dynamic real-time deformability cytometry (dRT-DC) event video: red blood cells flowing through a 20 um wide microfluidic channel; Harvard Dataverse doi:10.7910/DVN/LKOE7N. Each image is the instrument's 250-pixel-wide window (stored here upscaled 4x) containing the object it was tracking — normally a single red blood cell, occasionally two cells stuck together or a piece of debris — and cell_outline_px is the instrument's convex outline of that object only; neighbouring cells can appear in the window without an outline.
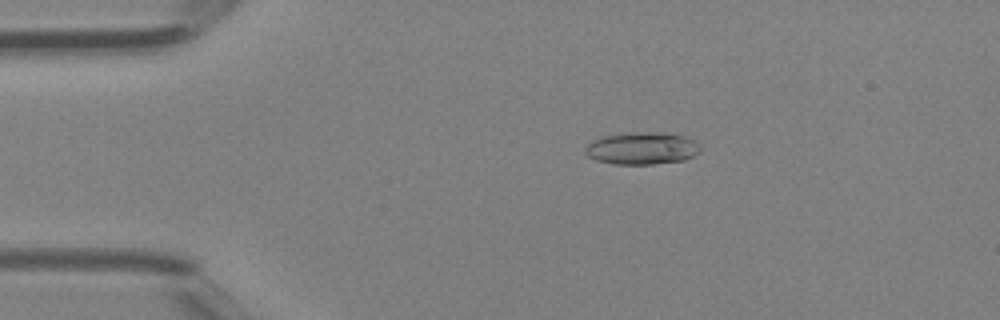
{"species": "Egyptian fruit bat (a non-hibernating species)", "species_latin": "Rousettus aegyptiacus", "temperature_condition": "room temperature", "stored_images_in_passage": 42, "camera_frame_rate_fps": 3000, "um_per_image_px": 0.085, "animal": {"sex": "female"}, "frame": {"image": 1, "passage_image": 8, "time_ms": 2.333, "image_size_px": [1000, 320], "cell_outline_px": [[700, 152], [684, 160], [652, 164], [612, 164], [596, 160], [588, 156], [584, 152], [584, 148], [592, 140], [600, 136], [636, 132], [652, 132], [688, 136], [696, 140], [700, 144]], "centroid_in_image_um": [54.57, 12.6], "position_along_channel_um": 30.4, "area_um2": 21.85}}
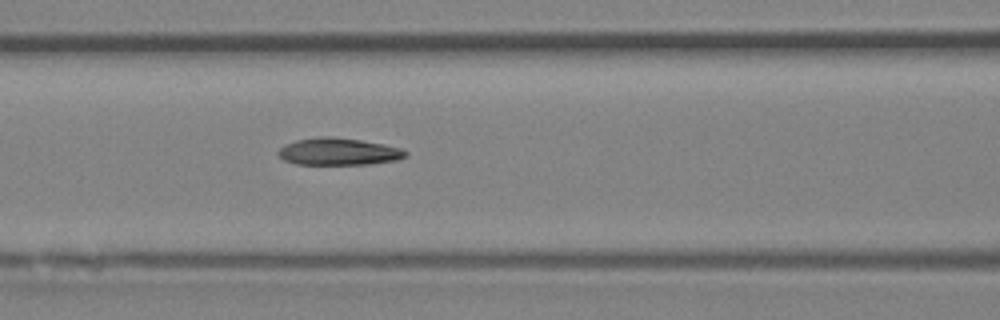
{"frame": {"image": 2, "passage_image": 18, "time_ms": 5.667, "image_size_px": [1000, 320], "cell_outline_px": [[408, 156], [396, 160], [368, 164], [296, 164], [284, 160], [276, 152], [284, 144], [296, 140], [320, 136], [332, 136], [360, 140], [384, 144], [400, 148], [408, 152]], "centroid_in_image_um": [28.77, 12.88], "position_along_channel_um": 137.8, "area_um2": 20.17}}
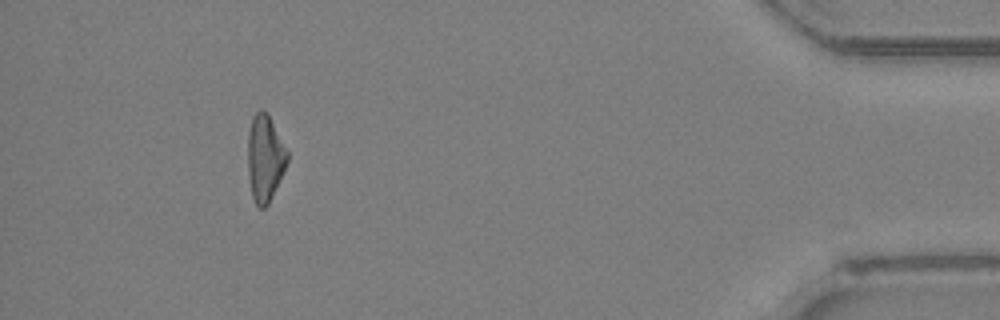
{"frame": {"image": 3, "passage_image": 39, "time_ms": 12.667, "image_size_px": [1000, 320], "cell_outline_px": [[288, 160], [268, 204], [264, 208], [260, 208], [256, 204], [252, 196], [248, 172], [248, 132], [252, 116], [260, 108], [268, 112], [288, 152]], "centroid_in_image_um": [22.51, 13.38], "position_along_channel_um": 412.7, "area_um2": 19.83}}